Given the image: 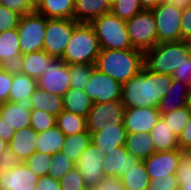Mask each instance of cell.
Masks as SVG:
<instances>
[{"mask_svg": "<svg viewBox=\"0 0 191 190\" xmlns=\"http://www.w3.org/2000/svg\"><path fill=\"white\" fill-rule=\"evenodd\" d=\"M65 136L66 135L57 127V125L38 133L36 151L50 155L60 152L63 147Z\"/></svg>", "mask_w": 191, "mask_h": 190, "instance_id": "31", "label": "cell"}, {"mask_svg": "<svg viewBox=\"0 0 191 190\" xmlns=\"http://www.w3.org/2000/svg\"><path fill=\"white\" fill-rule=\"evenodd\" d=\"M180 23L182 40L191 42V7L182 11Z\"/></svg>", "mask_w": 191, "mask_h": 190, "instance_id": "49", "label": "cell"}, {"mask_svg": "<svg viewBox=\"0 0 191 190\" xmlns=\"http://www.w3.org/2000/svg\"><path fill=\"white\" fill-rule=\"evenodd\" d=\"M125 148L140 161L156 152L150 133H127Z\"/></svg>", "mask_w": 191, "mask_h": 190, "instance_id": "27", "label": "cell"}, {"mask_svg": "<svg viewBox=\"0 0 191 190\" xmlns=\"http://www.w3.org/2000/svg\"><path fill=\"white\" fill-rule=\"evenodd\" d=\"M143 10H152L164 0H138Z\"/></svg>", "mask_w": 191, "mask_h": 190, "instance_id": "55", "label": "cell"}, {"mask_svg": "<svg viewBox=\"0 0 191 190\" xmlns=\"http://www.w3.org/2000/svg\"><path fill=\"white\" fill-rule=\"evenodd\" d=\"M37 135L31 126L24 127L16 131L8 146L24 162L36 152Z\"/></svg>", "mask_w": 191, "mask_h": 190, "instance_id": "21", "label": "cell"}, {"mask_svg": "<svg viewBox=\"0 0 191 190\" xmlns=\"http://www.w3.org/2000/svg\"><path fill=\"white\" fill-rule=\"evenodd\" d=\"M16 131L9 127L5 120L0 116V137L7 143L11 141L13 136L15 135Z\"/></svg>", "mask_w": 191, "mask_h": 190, "instance_id": "53", "label": "cell"}, {"mask_svg": "<svg viewBox=\"0 0 191 190\" xmlns=\"http://www.w3.org/2000/svg\"><path fill=\"white\" fill-rule=\"evenodd\" d=\"M111 11L106 0H75L74 20L91 23L96 17Z\"/></svg>", "mask_w": 191, "mask_h": 190, "instance_id": "23", "label": "cell"}, {"mask_svg": "<svg viewBox=\"0 0 191 190\" xmlns=\"http://www.w3.org/2000/svg\"><path fill=\"white\" fill-rule=\"evenodd\" d=\"M91 143V133L87 130L78 134L65 136L61 149L75 163L78 162L81 153Z\"/></svg>", "mask_w": 191, "mask_h": 190, "instance_id": "33", "label": "cell"}, {"mask_svg": "<svg viewBox=\"0 0 191 190\" xmlns=\"http://www.w3.org/2000/svg\"><path fill=\"white\" fill-rule=\"evenodd\" d=\"M104 158L103 171L104 177H118L124 175L131 166H134L138 161L135 156L130 154L125 146L116 147V151Z\"/></svg>", "mask_w": 191, "mask_h": 190, "instance_id": "19", "label": "cell"}, {"mask_svg": "<svg viewBox=\"0 0 191 190\" xmlns=\"http://www.w3.org/2000/svg\"><path fill=\"white\" fill-rule=\"evenodd\" d=\"M75 0H42L35 11L49 19H74Z\"/></svg>", "mask_w": 191, "mask_h": 190, "instance_id": "26", "label": "cell"}, {"mask_svg": "<svg viewBox=\"0 0 191 190\" xmlns=\"http://www.w3.org/2000/svg\"><path fill=\"white\" fill-rule=\"evenodd\" d=\"M160 117L157 107L125 108L123 123L127 133H150Z\"/></svg>", "mask_w": 191, "mask_h": 190, "instance_id": "15", "label": "cell"}, {"mask_svg": "<svg viewBox=\"0 0 191 190\" xmlns=\"http://www.w3.org/2000/svg\"><path fill=\"white\" fill-rule=\"evenodd\" d=\"M156 28L158 43L182 41L181 37V15L182 11L166 2H161L152 9Z\"/></svg>", "mask_w": 191, "mask_h": 190, "instance_id": "9", "label": "cell"}, {"mask_svg": "<svg viewBox=\"0 0 191 190\" xmlns=\"http://www.w3.org/2000/svg\"><path fill=\"white\" fill-rule=\"evenodd\" d=\"M56 125V117L40 109H31L30 126L41 133Z\"/></svg>", "mask_w": 191, "mask_h": 190, "instance_id": "40", "label": "cell"}, {"mask_svg": "<svg viewBox=\"0 0 191 190\" xmlns=\"http://www.w3.org/2000/svg\"><path fill=\"white\" fill-rule=\"evenodd\" d=\"M13 70L0 67V104L9 101Z\"/></svg>", "mask_w": 191, "mask_h": 190, "instance_id": "43", "label": "cell"}, {"mask_svg": "<svg viewBox=\"0 0 191 190\" xmlns=\"http://www.w3.org/2000/svg\"><path fill=\"white\" fill-rule=\"evenodd\" d=\"M108 3H109V5L111 6L116 0H106Z\"/></svg>", "mask_w": 191, "mask_h": 190, "instance_id": "61", "label": "cell"}, {"mask_svg": "<svg viewBox=\"0 0 191 190\" xmlns=\"http://www.w3.org/2000/svg\"><path fill=\"white\" fill-rule=\"evenodd\" d=\"M143 11L138 0H116L111 5V12L125 21Z\"/></svg>", "mask_w": 191, "mask_h": 190, "instance_id": "38", "label": "cell"}, {"mask_svg": "<svg viewBox=\"0 0 191 190\" xmlns=\"http://www.w3.org/2000/svg\"><path fill=\"white\" fill-rule=\"evenodd\" d=\"M190 55L191 42L182 40L157 43L144 51V67L153 73L172 75Z\"/></svg>", "mask_w": 191, "mask_h": 190, "instance_id": "3", "label": "cell"}, {"mask_svg": "<svg viewBox=\"0 0 191 190\" xmlns=\"http://www.w3.org/2000/svg\"><path fill=\"white\" fill-rule=\"evenodd\" d=\"M100 45L90 23H78L69 39L62 60L68 65L95 64Z\"/></svg>", "mask_w": 191, "mask_h": 190, "instance_id": "4", "label": "cell"}, {"mask_svg": "<svg viewBox=\"0 0 191 190\" xmlns=\"http://www.w3.org/2000/svg\"><path fill=\"white\" fill-rule=\"evenodd\" d=\"M185 107H187L191 111V85L188 86V89H187Z\"/></svg>", "mask_w": 191, "mask_h": 190, "instance_id": "56", "label": "cell"}, {"mask_svg": "<svg viewBox=\"0 0 191 190\" xmlns=\"http://www.w3.org/2000/svg\"><path fill=\"white\" fill-rule=\"evenodd\" d=\"M174 80L180 81L188 86L191 85V55L185 59L178 69L172 73Z\"/></svg>", "mask_w": 191, "mask_h": 190, "instance_id": "46", "label": "cell"}, {"mask_svg": "<svg viewBox=\"0 0 191 190\" xmlns=\"http://www.w3.org/2000/svg\"><path fill=\"white\" fill-rule=\"evenodd\" d=\"M120 179L125 190H146L151 182L143 161L131 166Z\"/></svg>", "mask_w": 191, "mask_h": 190, "instance_id": "32", "label": "cell"}, {"mask_svg": "<svg viewBox=\"0 0 191 190\" xmlns=\"http://www.w3.org/2000/svg\"><path fill=\"white\" fill-rule=\"evenodd\" d=\"M185 152L180 149L156 151L143 160L150 180L155 178H172L176 175L180 159Z\"/></svg>", "mask_w": 191, "mask_h": 190, "instance_id": "14", "label": "cell"}, {"mask_svg": "<svg viewBox=\"0 0 191 190\" xmlns=\"http://www.w3.org/2000/svg\"><path fill=\"white\" fill-rule=\"evenodd\" d=\"M0 5L17 12L21 16L35 12L28 0H0Z\"/></svg>", "mask_w": 191, "mask_h": 190, "instance_id": "45", "label": "cell"}, {"mask_svg": "<svg viewBox=\"0 0 191 190\" xmlns=\"http://www.w3.org/2000/svg\"><path fill=\"white\" fill-rule=\"evenodd\" d=\"M77 24L78 22L74 19H48L44 35L43 50L52 58L61 59Z\"/></svg>", "mask_w": 191, "mask_h": 190, "instance_id": "8", "label": "cell"}, {"mask_svg": "<svg viewBox=\"0 0 191 190\" xmlns=\"http://www.w3.org/2000/svg\"><path fill=\"white\" fill-rule=\"evenodd\" d=\"M99 186L104 190H125L121 179L118 177H104Z\"/></svg>", "mask_w": 191, "mask_h": 190, "instance_id": "52", "label": "cell"}, {"mask_svg": "<svg viewBox=\"0 0 191 190\" xmlns=\"http://www.w3.org/2000/svg\"><path fill=\"white\" fill-rule=\"evenodd\" d=\"M172 81L171 75L153 73L144 67L139 74L122 85L121 102L125 108L158 107Z\"/></svg>", "mask_w": 191, "mask_h": 190, "instance_id": "1", "label": "cell"}, {"mask_svg": "<svg viewBox=\"0 0 191 190\" xmlns=\"http://www.w3.org/2000/svg\"><path fill=\"white\" fill-rule=\"evenodd\" d=\"M57 127L66 135L78 134L87 131V117L63 110L56 117Z\"/></svg>", "mask_w": 191, "mask_h": 190, "instance_id": "34", "label": "cell"}, {"mask_svg": "<svg viewBox=\"0 0 191 190\" xmlns=\"http://www.w3.org/2000/svg\"><path fill=\"white\" fill-rule=\"evenodd\" d=\"M95 68L123 85L144 68V52L137 48L101 49Z\"/></svg>", "mask_w": 191, "mask_h": 190, "instance_id": "2", "label": "cell"}, {"mask_svg": "<svg viewBox=\"0 0 191 190\" xmlns=\"http://www.w3.org/2000/svg\"><path fill=\"white\" fill-rule=\"evenodd\" d=\"M164 2L180 9L181 11L191 7V0H164Z\"/></svg>", "mask_w": 191, "mask_h": 190, "instance_id": "54", "label": "cell"}, {"mask_svg": "<svg viewBox=\"0 0 191 190\" xmlns=\"http://www.w3.org/2000/svg\"><path fill=\"white\" fill-rule=\"evenodd\" d=\"M20 19V14L0 5V33L6 30L17 29Z\"/></svg>", "mask_w": 191, "mask_h": 190, "instance_id": "42", "label": "cell"}, {"mask_svg": "<svg viewBox=\"0 0 191 190\" xmlns=\"http://www.w3.org/2000/svg\"><path fill=\"white\" fill-rule=\"evenodd\" d=\"M28 106L31 109L44 110L55 117L64 110L62 96L49 93L39 87L30 96Z\"/></svg>", "mask_w": 191, "mask_h": 190, "instance_id": "25", "label": "cell"}, {"mask_svg": "<svg viewBox=\"0 0 191 190\" xmlns=\"http://www.w3.org/2000/svg\"><path fill=\"white\" fill-rule=\"evenodd\" d=\"M94 68L95 64L69 65L71 87L84 90Z\"/></svg>", "mask_w": 191, "mask_h": 190, "instance_id": "37", "label": "cell"}, {"mask_svg": "<svg viewBox=\"0 0 191 190\" xmlns=\"http://www.w3.org/2000/svg\"><path fill=\"white\" fill-rule=\"evenodd\" d=\"M34 190H61V188L58 180L47 175L39 178Z\"/></svg>", "mask_w": 191, "mask_h": 190, "instance_id": "51", "label": "cell"}, {"mask_svg": "<svg viewBox=\"0 0 191 190\" xmlns=\"http://www.w3.org/2000/svg\"><path fill=\"white\" fill-rule=\"evenodd\" d=\"M90 24L98 38L100 49L134 48L129 38L126 21L111 11L96 17Z\"/></svg>", "mask_w": 191, "mask_h": 190, "instance_id": "5", "label": "cell"}, {"mask_svg": "<svg viewBox=\"0 0 191 190\" xmlns=\"http://www.w3.org/2000/svg\"><path fill=\"white\" fill-rule=\"evenodd\" d=\"M104 158L103 151L92 142L81 153L76 168L81 172L86 187L100 185L104 178Z\"/></svg>", "mask_w": 191, "mask_h": 190, "instance_id": "13", "label": "cell"}, {"mask_svg": "<svg viewBox=\"0 0 191 190\" xmlns=\"http://www.w3.org/2000/svg\"><path fill=\"white\" fill-rule=\"evenodd\" d=\"M176 177L179 184L183 180L191 179V154L189 152H185L180 159V163L176 171Z\"/></svg>", "mask_w": 191, "mask_h": 190, "instance_id": "48", "label": "cell"}, {"mask_svg": "<svg viewBox=\"0 0 191 190\" xmlns=\"http://www.w3.org/2000/svg\"><path fill=\"white\" fill-rule=\"evenodd\" d=\"M187 89L188 85L173 79L170 89L157 107L160 115L185 107Z\"/></svg>", "mask_w": 191, "mask_h": 190, "instance_id": "28", "label": "cell"}, {"mask_svg": "<svg viewBox=\"0 0 191 190\" xmlns=\"http://www.w3.org/2000/svg\"><path fill=\"white\" fill-rule=\"evenodd\" d=\"M130 41L134 48H153L157 43V28L152 10H143L126 21Z\"/></svg>", "mask_w": 191, "mask_h": 190, "instance_id": "7", "label": "cell"}, {"mask_svg": "<svg viewBox=\"0 0 191 190\" xmlns=\"http://www.w3.org/2000/svg\"><path fill=\"white\" fill-rule=\"evenodd\" d=\"M150 190H180V186L176 175L172 178H155L151 180L149 185Z\"/></svg>", "mask_w": 191, "mask_h": 190, "instance_id": "47", "label": "cell"}, {"mask_svg": "<svg viewBox=\"0 0 191 190\" xmlns=\"http://www.w3.org/2000/svg\"><path fill=\"white\" fill-rule=\"evenodd\" d=\"M150 136L156 151L162 152L179 149L178 136L161 117L151 129Z\"/></svg>", "mask_w": 191, "mask_h": 190, "instance_id": "29", "label": "cell"}, {"mask_svg": "<svg viewBox=\"0 0 191 190\" xmlns=\"http://www.w3.org/2000/svg\"><path fill=\"white\" fill-rule=\"evenodd\" d=\"M85 190H104V189H101L100 186H88L85 188Z\"/></svg>", "mask_w": 191, "mask_h": 190, "instance_id": "60", "label": "cell"}, {"mask_svg": "<svg viewBox=\"0 0 191 190\" xmlns=\"http://www.w3.org/2000/svg\"><path fill=\"white\" fill-rule=\"evenodd\" d=\"M160 116L172 131L179 136L190 120L191 111L187 107H182Z\"/></svg>", "mask_w": 191, "mask_h": 190, "instance_id": "36", "label": "cell"}, {"mask_svg": "<svg viewBox=\"0 0 191 190\" xmlns=\"http://www.w3.org/2000/svg\"><path fill=\"white\" fill-rule=\"evenodd\" d=\"M51 59L52 57L44 50L24 54L20 57V65L17 70L38 80Z\"/></svg>", "mask_w": 191, "mask_h": 190, "instance_id": "24", "label": "cell"}, {"mask_svg": "<svg viewBox=\"0 0 191 190\" xmlns=\"http://www.w3.org/2000/svg\"><path fill=\"white\" fill-rule=\"evenodd\" d=\"M125 106L120 101L93 103L87 116V128L90 133L101 129L116 128L123 123Z\"/></svg>", "mask_w": 191, "mask_h": 190, "instance_id": "10", "label": "cell"}, {"mask_svg": "<svg viewBox=\"0 0 191 190\" xmlns=\"http://www.w3.org/2000/svg\"><path fill=\"white\" fill-rule=\"evenodd\" d=\"M179 149L183 152L191 151V116L188 124L178 136Z\"/></svg>", "mask_w": 191, "mask_h": 190, "instance_id": "50", "label": "cell"}, {"mask_svg": "<svg viewBox=\"0 0 191 190\" xmlns=\"http://www.w3.org/2000/svg\"><path fill=\"white\" fill-rule=\"evenodd\" d=\"M64 110L87 117L92 109L93 101L83 89L71 87L63 96Z\"/></svg>", "mask_w": 191, "mask_h": 190, "instance_id": "30", "label": "cell"}, {"mask_svg": "<svg viewBox=\"0 0 191 190\" xmlns=\"http://www.w3.org/2000/svg\"><path fill=\"white\" fill-rule=\"evenodd\" d=\"M127 130L124 124L116 126V128L101 129L91 133V142L100 148L105 157L110 156L111 152L116 151V147L125 146Z\"/></svg>", "mask_w": 191, "mask_h": 190, "instance_id": "18", "label": "cell"}, {"mask_svg": "<svg viewBox=\"0 0 191 190\" xmlns=\"http://www.w3.org/2000/svg\"><path fill=\"white\" fill-rule=\"evenodd\" d=\"M48 19L36 11L21 16L17 30L22 55L43 50Z\"/></svg>", "mask_w": 191, "mask_h": 190, "instance_id": "6", "label": "cell"}, {"mask_svg": "<svg viewBox=\"0 0 191 190\" xmlns=\"http://www.w3.org/2000/svg\"><path fill=\"white\" fill-rule=\"evenodd\" d=\"M180 190H191V179L183 180L180 184Z\"/></svg>", "mask_w": 191, "mask_h": 190, "instance_id": "57", "label": "cell"}, {"mask_svg": "<svg viewBox=\"0 0 191 190\" xmlns=\"http://www.w3.org/2000/svg\"><path fill=\"white\" fill-rule=\"evenodd\" d=\"M30 4L36 9L42 0H28Z\"/></svg>", "mask_w": 191, "mask_h": 190, "instance_id": "59", "label": "cell"}, {"mask_svg": "<svg viewBox=\"0 0 191 190\" xmlns=\"http://www.w3.org/2000/svg\"><path fill=\"white\" fill-rule=\"evenodd\" d=\"M52 155L47 153L35 152L24 163L38 177L48 175Z\"/></svg>", "mask_w": 191, "mask_h": 190, "instance_id": "39", "label": "cell"}, {"mask_svg": "<svg viewBox=\"0 0 191 190\" xmlns=\"http://www.w3.org/2000/svg\"><path fill=\"white\" fill-rule=\"evenodd\" d=\"M8 143L5 142L1 137H0V155L2 154V152L5 150V148H7Z\"/></svg>", "mask_w": 191, "mask_h": 190, "instance_id": "58", "label": "cell"}, {"mask_svg": "<svg viewBox=\"0 0 191 190\" xmlns=\"http://www.w3.org/2000/svg\"><path fill=\"white\" fill-rule=\"evenodd\" d=\"M38 88V81L26 74L13 70V81L10 88L9 101L28 104L30 96Z\"/></svg>", "mask_w": 191, "mask_h": 190, "instance_id": "22", "label": "cell"}, {"mask_svg": "<svg viewBox=\"0 0 191 190\" xmlns=\"http://www.w3.org/2000/svg\"><path fill=\"white\" fill-rule=\"evenodd\" d=\"M61 190H85L86 186L81 172L75 167L59 180Z\"/></svg>", "mask_w": 191, "mask_h": 190, "instance_id": "41", "label": "cell"}, {"mask_svg": "<svg viewBox=\"0 0 191 190\" xmlns=\"http://www.w3.org/2000/svg\"><path fill=\"white\" fill-rule=\"evenodd\" d=\"M0 116L9 127L18 131L30 127L31 108L25 103L7 101L0 104Z\"/></svg>", "mask_w": 191, "mask_h": 190, "instance_id": "20", "label": "cell"}, {"mask_svg": "<svg viewBox=\"0 0 191 190\" xmlns=\"http://www.w3.org/2000/svg\"><path fill=\"white\" fill-rule=\"evenodd\" d=\"M37 81L40 89L63 96L71 88L69 65L60 58H52Z\"/></svg>", "mask_w": 191, "mask_h": 190, "instance_id": "12", "label": "cell"}, {"mask_svg": "<svg viewBox=\"0 0 191 190\" xmlns=\"http://www.w3.org/2000/svg\"><path fill=\"white\" fill-rule=\"evenodd\" d=\"M84 91L93 103L120 101L122 98V84L96 68L92 71Z\"/></svg>", "mask_w": 191, "mask_h": 190, "instance_id": "11", "label": "cell"}, {"mask_svg": "<svg viewBox=\"0 0 191 190\" xmlns=\"http://www.w3.org/2000/svg\"><path fill=\"white\" fill-rule=\"evenodd\" d=\"M21 159L7 146L0 155V175L21 164Z\"/></svg>", "mask_w": 191, "mask_h": 190, "instance_id": "44", "label": "cell"}, {"mask_svg": "<svg viewBox=\"0 0 191 190\" xmlns=\"http://www.w3.org/2000/svg\"><path fill=\"white\" fill-rule=\"evenodd\" d=\"M21 48L17 29L0 33V67L17 70L20 65Z\"/></svg>", "mask_w": 191, "mask_h": 190, "instance_id": "17", "label": "cell"}, {"mask_svg": "<svg viewBox=\"0 0 191 190\" xmlns=\"http://www.w3.org/2000/svg\"><path fill=\"white\" fill-rule=\"evenodd\" d=\"M39 178L22 162L0 175V190H34Z\"/></svg>", "mask_w": 191, "mask_h": 190, "instance_id": "16", "label": "cell"}, {"mask_svg": "<svg viewBox=\"0 0 191 190\" xmlns=\"http://www.w3.org/2000/svg\"><path fill=\"white\" fill-rule=\"evenodd\" d=\"M76 167V163L72 161L64 152L60 151L52 155L48 176L55 180H60L65 174Z\"/></svg>", "mask_w": 191, "mask_h": 190, "instance_id": "35", "label": "cell"}]
</instances>
